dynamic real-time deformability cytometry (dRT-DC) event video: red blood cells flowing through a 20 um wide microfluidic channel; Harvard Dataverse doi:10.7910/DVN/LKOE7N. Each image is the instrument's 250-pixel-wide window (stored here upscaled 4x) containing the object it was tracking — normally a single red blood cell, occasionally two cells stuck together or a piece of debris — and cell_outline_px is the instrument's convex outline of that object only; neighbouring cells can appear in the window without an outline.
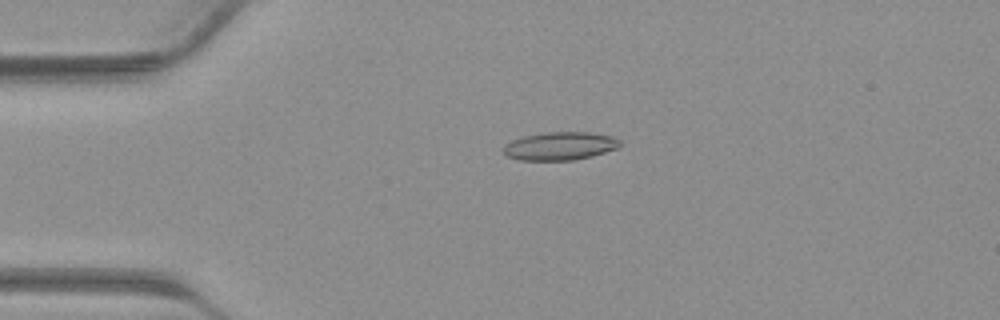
{"species": "common noctule bat (a hibernating species)", "species_latin": "Nyctalus noctula", "temperature_condition": "warm", "stored_images_in_passage": 41, "camera_frame_rate_fps": 3000, "um_per_image_px": 0.085, "animal": {"sex": "male", "body_mass_g": 23.1, "forearm_length_mm": 52.7}, "frame": {"image": 1, "passage_image": 10, "time_ms": 3.0, "image_size_px": [1000, 320], "cell_outline_px": [[620, 148], [592, 156], [572, 160], [520, 160], [508, 156], [504, 152], [504, 144], [512, 140], [524, 136], [544, 132], [588, 132], [612, 136], [620, 140]], "centroid_in_image_um": [47.62, 12.41], "position_along_channel_um": 37.4, "area_um2": 19.13}}
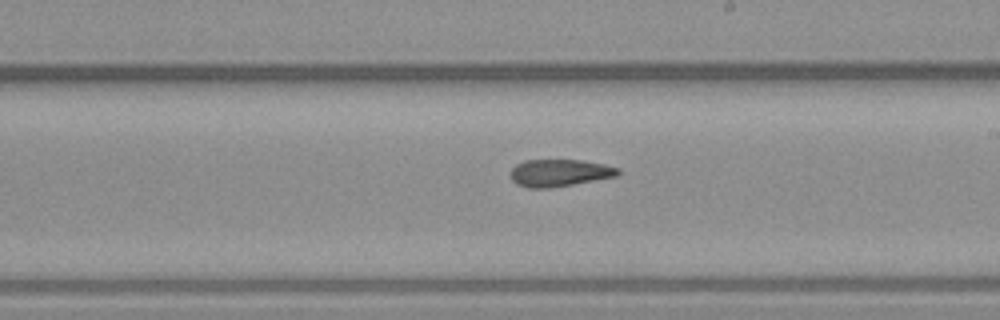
{"frame": {"image": 2, "passage_image": 24, "time_ms": 7.667, "image_size_px": [1000, 320], "cell_outline_px": [[624, 172], [620, 176], [552, 188], [528, 188], [516, 184], [512, 180], [512, 168], [516, 164], [524, 160], [580, 160], [604, 164], [620, 168]], "centroid_in_image_um": [47.63, 14.7], "position_along_channel_um": 241.4, "area_um2": 17.34}}
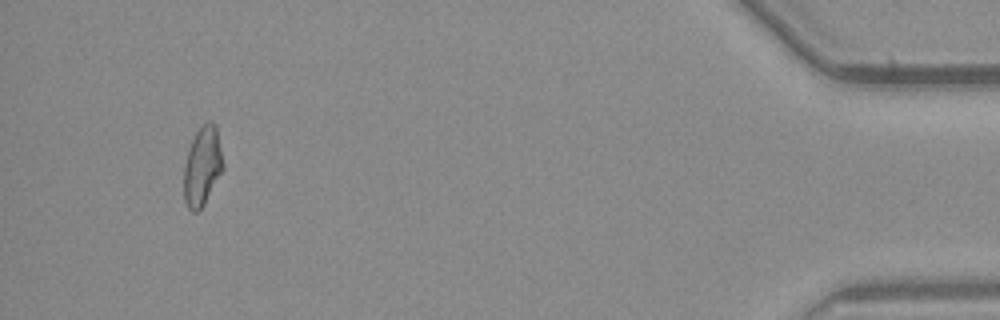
{"frame": {"image": 3, "passage_image": 39, "time_ms": 12.667, "image_size_px": [1000, 320], "cell_outline_px": [[224, 168], [204, 204], [196, 212], [192, 212], [188, 208], [184, 200], [184, 164], [188, 148], [200, 124], [208, 120], [212, 120], [216, 124], [224, 164]], "centroid_in_image_um": [17.2, 14.07], "position_along_channel_um": 418.0, "area_um2": 18.32}}